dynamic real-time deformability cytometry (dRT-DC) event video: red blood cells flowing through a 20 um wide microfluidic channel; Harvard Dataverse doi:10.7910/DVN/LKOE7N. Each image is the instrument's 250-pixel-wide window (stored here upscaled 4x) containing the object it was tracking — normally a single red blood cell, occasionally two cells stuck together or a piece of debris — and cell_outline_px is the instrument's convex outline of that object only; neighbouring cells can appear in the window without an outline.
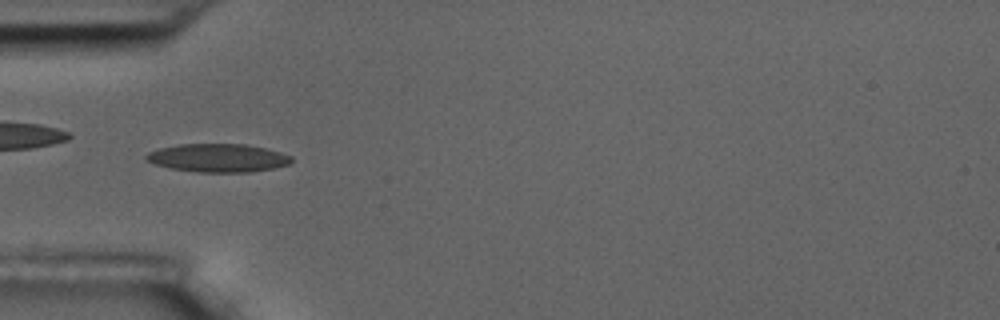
{"species": "common noctule bat (a hibernating species)", "species_latin": "Nyctalus noctula", "temperature_condition": "room temperature", "stored_images_in_passage": 54, "camera_frame_rate_fps": 3000, "um_per_image_px": 0.085, "animal": {"sex": "male", "body_mass_g": 17.5, "forearm_length_mm": 52.3}, "frame": {"image": 1, "passage_image": 16, "time_ms": 5.0, "image_size_px": [1000, 320], "cell_outline_px": [[292, 160], [288, 164], [272, 168], [252, 172], [196, 172], [168, 168], [144, 160], [144, 156], [148, 152], [160, 148], [180, 144], [244, 144], [264, 148], [280, 152], [292, 156]], "centroid_in_image_um": [18.49, 13.42], "position_along_channel_um": 66.5, "area_um2": 23.93}, "authors_computed_cell_mechanics": {"area_um2": 22.2241, "velocity_mm_per_s": 3.6041, "shape_relaxation_time_tau1_ms": 5.8476, "shape_relaxation_time_tau2_ms": 1.9189, "deformation_change_tau1": 0.1664, "deformation_change_tau2": 0.0976}}